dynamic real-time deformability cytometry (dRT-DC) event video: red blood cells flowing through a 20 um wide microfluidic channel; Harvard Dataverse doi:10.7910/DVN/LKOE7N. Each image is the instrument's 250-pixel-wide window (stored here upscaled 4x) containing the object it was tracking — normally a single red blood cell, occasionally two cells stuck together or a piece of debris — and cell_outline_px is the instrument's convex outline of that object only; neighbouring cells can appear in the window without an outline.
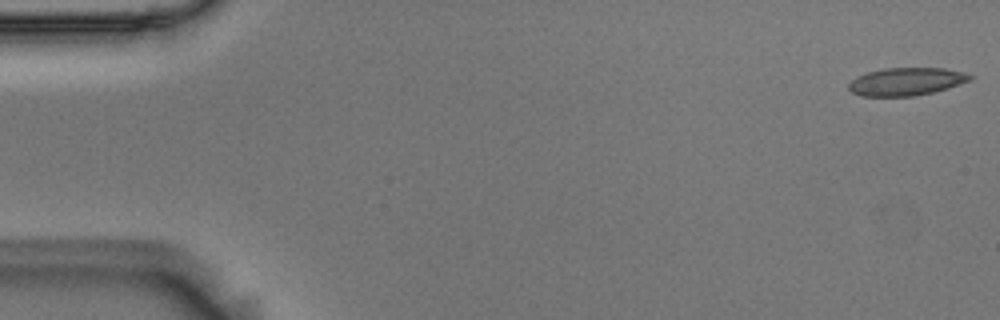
{"species": "Egyptian fruit bat (a non-hibernating species)", "species_latin": "Rousettus aegyptiacus", "temperature_condition": "room temperature", "stored_images_in_passage": 5, "camera_frame_rate_fps": 3000, "um_per_image_px": 0.085, "animal": {"sex": "male"}, "frame": {"image": 1, "passage_image": 1, "time_ms": 0.0, "image_size_px": [1000, 320], "cell_outline_px": [[976, 76], [972, 80], [948, 88], [916, 96], [860, 96], [852, 92], [848, 88], [848, 84], [856, 76], [868, 72], [884, 68], [944, 68], [964, 72]], "centroid_in_image_um": [77.06, 6.93], "position_along_channel_um": 7.9, "area_um2": 19.83}}
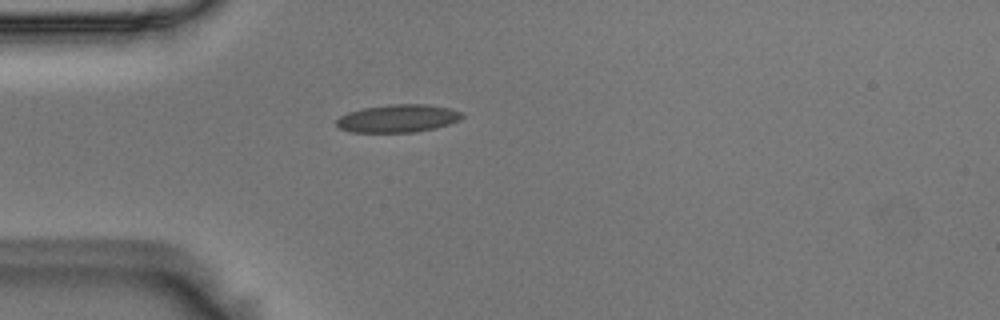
{"frame": {"image": 2, "passage_image": 5, "time_ms": 1.333, "image_size_px": [1000, 320], "cell_outline_px": [[464, 116], [460, 120], [436, 128], [416, 132], [352, 132], [340, 128], [336, 124], [336, 120], [340, 116], [348, 112], [364, 108], [388, 104], [428, 104], [448, 108], [460, 112]], "centroid_in_image_um": [33.82, 10.06], "position_along_channel_um": 51.2, "area_um2": 20.35}}